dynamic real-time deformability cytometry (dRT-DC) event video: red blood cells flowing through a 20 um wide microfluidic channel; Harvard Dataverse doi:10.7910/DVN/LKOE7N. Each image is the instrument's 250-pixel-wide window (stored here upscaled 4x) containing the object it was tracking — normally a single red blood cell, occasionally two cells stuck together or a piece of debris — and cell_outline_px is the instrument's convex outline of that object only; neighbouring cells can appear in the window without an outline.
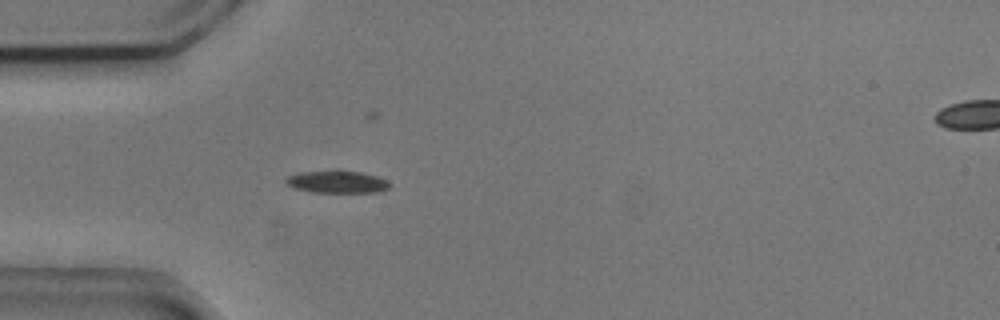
{"species": "common noctule bat (a hibernating species)", "species_latin": "Nyctalus noctula", "temperature_condition": "cold", "stored_images_in_passage": 29, "camera_frame_rate_fps": 3000, "um_per_image_px": 0.085, "animal": {"sex": "male", "body_mass_g": 20.5, "forearm_length_mm": 52.5}, "frame": {"image": 1, "passage_image": 2, "time_ms": 0.333, "image_size_px": [1000, 320], "cell_outline_px": [[388, 188], [376, 192], [312, 192], [296, 188], [288, 184], [284, 180], [288, 176], [300, 172], [332, 168], [340, 168], [360, 172], [376, 176], [388, 180]], "centroid_in_image_um": [28.62, 15.41], "position_along_channel_um": 56.4, "area_um2": 13.87}}
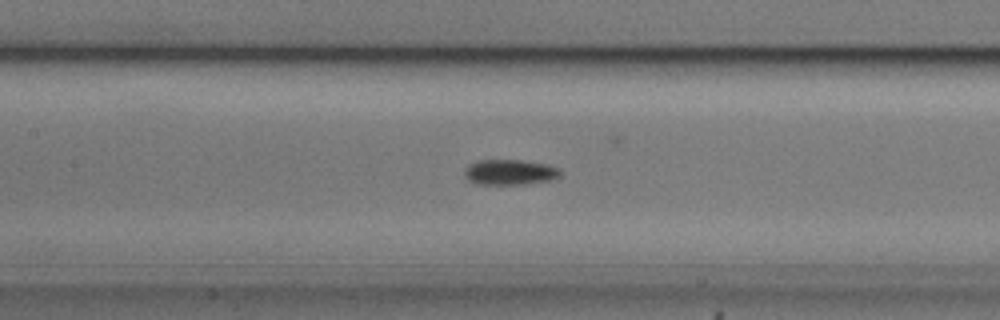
{"frame": {"image": 2, "passage_image": 11, "time_ms": 3.333, "image_size_px": [1000, 320], "cell_outline_px": [[560, 176], [552, 180], [524, 184], [476, 184], [468, 180], [464, 176], [464, 168], [468, 164], [476, 160], [520, 160], [544, 164], [560, 168]], "centroid_in_image_um": [43.29, 14.63], "position_along_channel_um": 164.1, "area_um2": 14.28}}
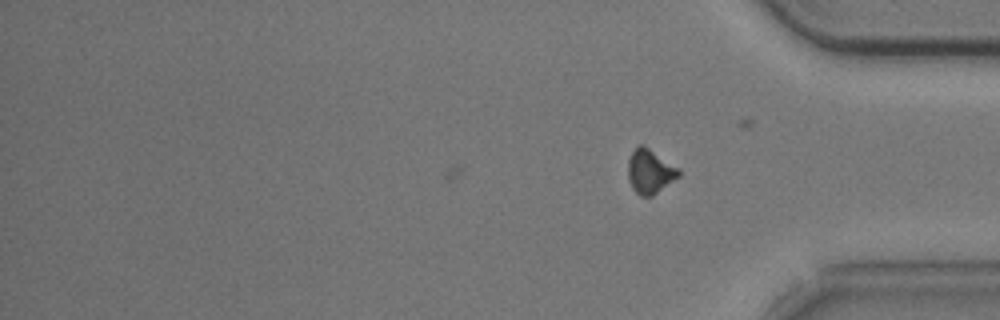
{"frame": {"image": 3, "passage_image": 29, "time_ms": 9.333, "image_size_px": [1000, 320], "cell_outline_px": [[680, 176], [652, 196], [640, 196], [632, 188], [628, 180], [628, 160], [632, 152], [640, 144], [644, 144], [680, 168]], "centroid_in_image_um": [55.26, 14.56], "position_along_channel_um": 379.9, "area_um2": 13.24}, "authors_computed_cell_mechanics": {"area_um2": 13.872, "velocity_mm_per_s": 3.7252, "shape_relaxation_time_tau1_ms": 1.8889, "shape_relaxation_time_tau2_ms": null, "deformation_change_tau1": 0.0992, "deformation_change_tau2": null}}